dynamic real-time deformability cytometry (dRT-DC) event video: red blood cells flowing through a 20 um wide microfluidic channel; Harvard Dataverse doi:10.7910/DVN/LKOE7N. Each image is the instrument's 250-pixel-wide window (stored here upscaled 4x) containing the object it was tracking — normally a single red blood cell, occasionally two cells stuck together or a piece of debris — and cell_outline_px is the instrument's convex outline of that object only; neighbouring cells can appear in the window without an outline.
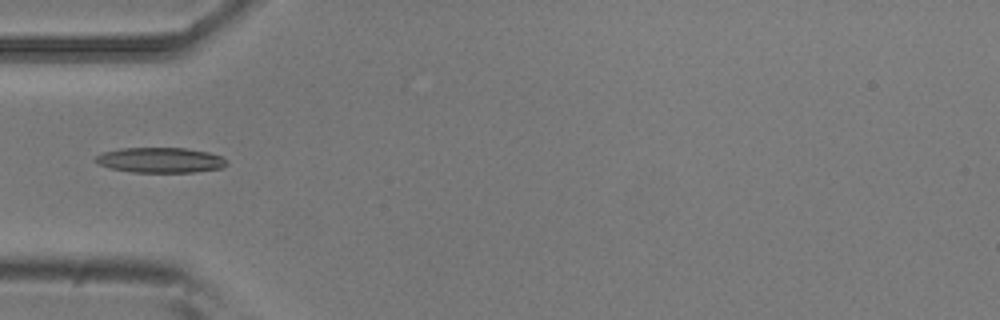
{"species": "common noctule bat (a hibernating species)", "species_latin": "Nyctalus noctula", "temperature_condition": "room temperature", "stored_images_in_passage": 3, "camera_frame_rate_fps": 3000, "um_per_image_px": 0.085, "animal": {"sex": "male", "body_mass_g": 20.5, "forearm_length_mm": 52.5}, "frame": {"image": 1, "passage_image": 3, "time_ms": 0.667, "image_size_px": [1000, 320], "cell_outline_px": [[228, 164], [220, 168], [192, 172], [132, 172], [108, 168], [92, 160], [96, 156], [104, 152], [120, 148], [184, 148], [208, 152], [220, 156], [228, 160]], "centroid_in_image_um": [13.61, 13.61], "position_along_channel_um": 71.4, "area_um2": 19.25}}